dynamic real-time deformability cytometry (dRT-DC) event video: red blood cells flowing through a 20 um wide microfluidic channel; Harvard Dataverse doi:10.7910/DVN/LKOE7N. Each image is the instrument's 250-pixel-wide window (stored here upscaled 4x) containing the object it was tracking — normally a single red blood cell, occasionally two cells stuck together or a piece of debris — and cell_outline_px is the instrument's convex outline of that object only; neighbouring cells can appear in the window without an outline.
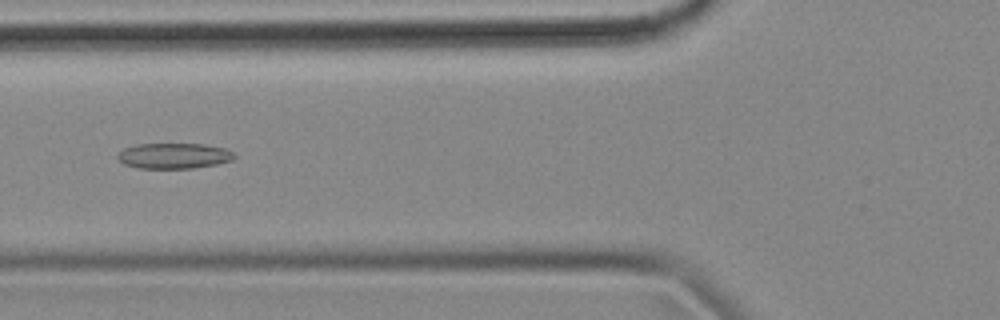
{"species": "common noctule bat (a hibernating species)", "species_latin": "Nyctalus noctula", "temperature_condition": "cold", "stored_images_in_passage": 43, "camera_frame_rate_fps": 3000, "um_per_image_px": 0.085, "animal": {"sex": "female", "body_mass_g": 18.4}, "frame": {"image": 1, "passage_image": 8, "time_ms": 2.333, "image_size_px": [1000, 320], "cell_outline_px": [[236, 156], [232, 160], [216, 164], [192, 168], [140, 168], [124, 164], [116, 156], [124, 148], [136, 144], [204, 144], [224, 148], [236, 152]], "centroid_in_image_um": [14.81, 13.24], "position_along_channel_um": 111.0, "area_um2": 17.34}}